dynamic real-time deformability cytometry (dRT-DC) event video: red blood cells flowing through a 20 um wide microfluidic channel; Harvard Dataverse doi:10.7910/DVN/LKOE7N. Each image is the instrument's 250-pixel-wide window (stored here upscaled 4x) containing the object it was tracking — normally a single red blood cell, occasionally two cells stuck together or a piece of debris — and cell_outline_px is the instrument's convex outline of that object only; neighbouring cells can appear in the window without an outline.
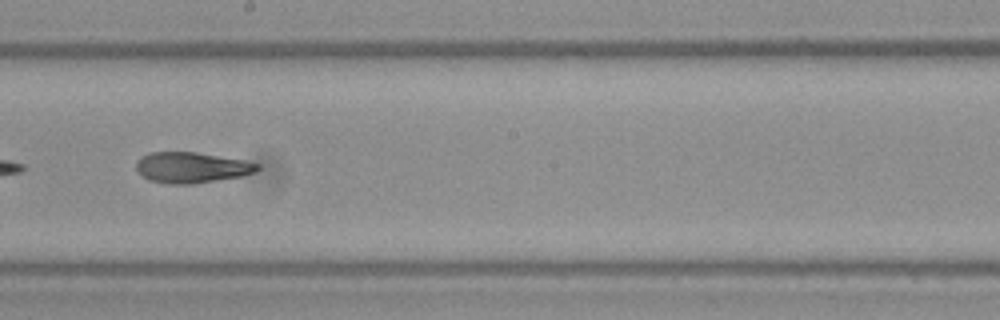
{"species": "Egyptian fruit bat (a non-hibernating species)", "species_latin": "Rousettus aegyptiacus", "temperature_condition": "warm", "stored_images_in_passage": 23, "camera_frame_rate_fps": 3000, "um_per_image_px": 0.085, "frame": {"image": 1, "passage_image": 14, "time_ms": 4.333, "image_size_px": [1000, 320], "cell_outline_px": [[260, 168], [256, 172], [244, 176], [192, 184], [168, 184], [148, 180], [136, 168], [136, 160], [140, 156], [148, 152], [196, 152], [244, 160], [260, 164]], "centroid_in_image_um": [16.29, 14.24], "position_along_channel_um": 231.9, "area_um2": 21.91}}
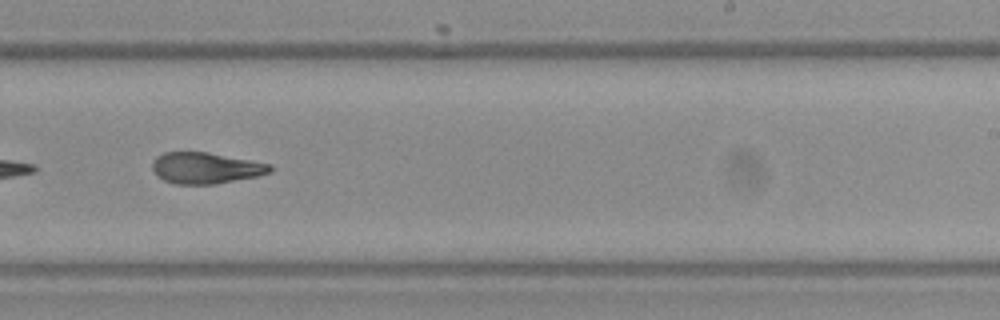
{"frame": {"image": 2, "passage_image": 17, "time_ms": 5.333, "image_size_px": [1000, 320], "cell_outline_px": [[272, 172], [256, 176], [216, 184], [176, 184], [164, 180], [156, 176], [152, 168], [152, 164], [156, 156], [164, 152], [208, 152], [272, 164]], "centroid_in_image_um": [17.47, 14.28], "position_along_channel_um": 271.5, "area_um2": 21.44}}
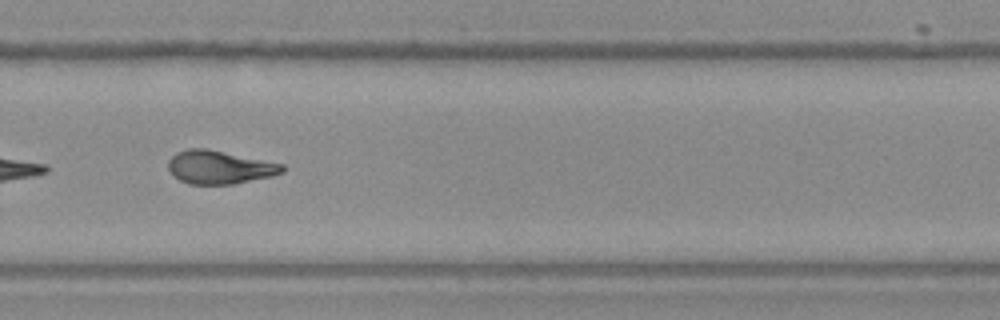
{"frame": {"image": 3, "passage_image": 20, "time_ms": 6.333, "image_size_px": [1000, 320], "cell_outline_px": [[284, 172], [272, 176], [232, 184], [188, 184], [180, 180], [168, 168], [168, 160], [176, 152], [188, 148], [208, 148], [284, 164]], "centroid_in_image_um": [18.66, 14.2], "position_along_channel_um": 311.1, "area_um2": 22.14}}